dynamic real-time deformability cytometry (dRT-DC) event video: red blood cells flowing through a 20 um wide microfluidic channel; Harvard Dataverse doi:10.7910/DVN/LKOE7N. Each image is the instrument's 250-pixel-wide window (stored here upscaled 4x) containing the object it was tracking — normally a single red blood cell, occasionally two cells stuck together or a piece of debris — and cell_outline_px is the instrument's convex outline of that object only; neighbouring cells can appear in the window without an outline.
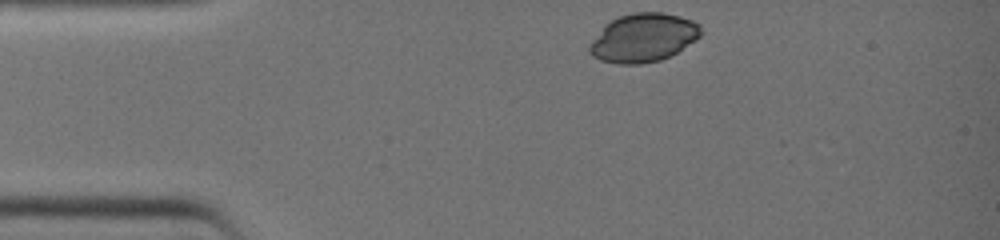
{"species": "common noctule bat (a hibernating species)", "species_latin": "Nyctalus noctula", "temperature_condition": "warm", "stored_images_in_passage": 10, "segment_of_instrument_passage": [1, 2], "camera_frame_rate_fps": 3000, "um_per_image_px": 0.085, "animal": {"sex": "female", "body_mass_g": 19.0, "forearm_length_mm": 51.5}, "frame": {"image": 1, "passage_image": 1, "time_ms": 0.0, "image_size_px": [1000, 240], "cell_outline_px": [[700, 36], [696, 40], [676, 52], [660, 60], [640, 64], [616, 64], [600, 60], [592, 56], [588, 52], [588, 44], [604, 24], [620, 16], [632, 12], [664, 12], [680, 16], [692, 20], [700, 24]], "centroid_in_image_um": [54.64, 3.2], "position_along_channel_um": 30.4, "area_um2": 31.67}}